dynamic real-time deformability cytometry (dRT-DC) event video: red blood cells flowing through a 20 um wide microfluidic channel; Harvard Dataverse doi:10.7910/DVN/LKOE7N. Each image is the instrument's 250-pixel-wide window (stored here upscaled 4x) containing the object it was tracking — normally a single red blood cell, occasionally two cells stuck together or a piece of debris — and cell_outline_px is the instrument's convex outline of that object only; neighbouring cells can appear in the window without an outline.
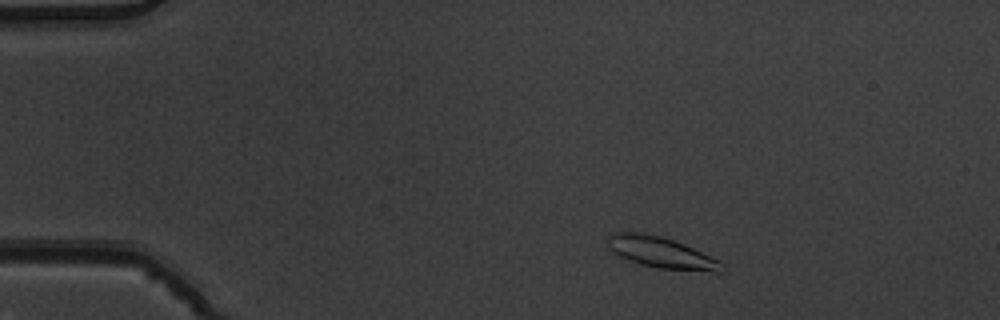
{"species": "common noctule bat (a hibernating species)", "species_latin": "Nyctalus noctula", "temperature_condition": "warm", "stored_images_in_passage": 4, "camera_frame_rate_fps": 3000, "um_per_image_px": 0.085, "animal": {"sex": "male", "body_mass_g": 19.5, "forearm_length_mm": 54.6}, "frame": {"image": 1, "passage_image": 1, "time_ms": 0.0, "image_size_px": [1000, 320], "cell_outline_px": [[724, 272], [716, 272], [660, 268], [640, 264], [620, 256], [612, 252], [608, 248], [604, 240], [612, 232], [640, 232], [660, 236], [684, 244], [720, 260], [724, 264]], "centroid_in_image_um": [56.18, 21.46], "position_along_channel_um": 28.8, "area_um2": 20.81}}